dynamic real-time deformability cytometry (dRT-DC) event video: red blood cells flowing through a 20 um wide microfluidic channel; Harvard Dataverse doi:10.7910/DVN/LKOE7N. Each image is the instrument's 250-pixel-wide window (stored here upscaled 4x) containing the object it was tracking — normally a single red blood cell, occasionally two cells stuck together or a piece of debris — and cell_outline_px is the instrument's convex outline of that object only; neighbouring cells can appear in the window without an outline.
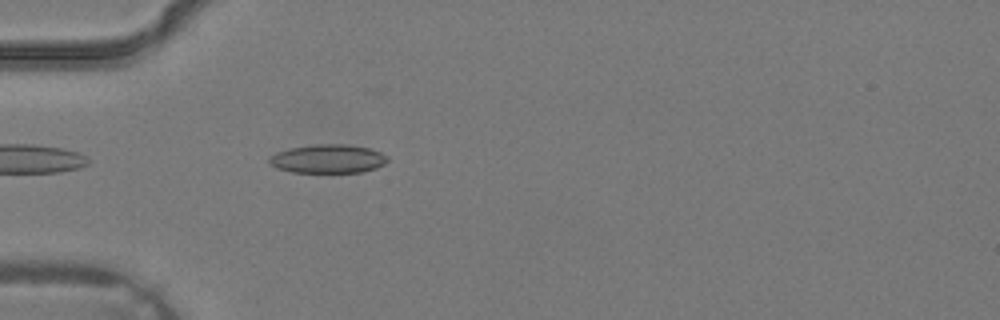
{"species": "common noctule bat (a hibernating species)", "species_latin": "Nyctalus noctula", "temperature_condition": "warm", "stored_images_in_passage": 3, "camera_frame_rate_fps": 3000, "um_per_image_px": 0.085, "animal": {"sex": "male", "body_mass_g": 19.2, "forearm_length_mm": 51.8}, "frame": {"image": 1, "passage_image": 3, "time_ms": 0.667, "image_size_px": [1000, 320], "cell_outline_px": [[388, 160], [384, 164], [376, 168], [360, 172], [292, 172], [276, 168], [268, 160], [276, 152], [292, 148], [316, 144], [348, 144], [368, 148], [380, 152], [388, 156]], "centroid_in_image_um": [27.9, 13.5], "position_along_channel_um": 57.1, "area_um2": 19.59}}